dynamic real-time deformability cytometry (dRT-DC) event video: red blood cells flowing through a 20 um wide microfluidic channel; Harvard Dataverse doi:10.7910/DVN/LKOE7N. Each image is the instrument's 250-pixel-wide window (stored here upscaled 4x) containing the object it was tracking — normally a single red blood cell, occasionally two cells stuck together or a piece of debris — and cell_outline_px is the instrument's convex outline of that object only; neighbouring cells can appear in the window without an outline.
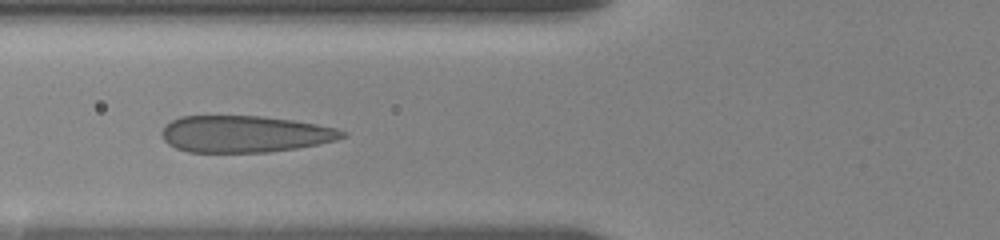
{"species": "human", "species_latin": "Homo sapiens", "temperature_condition": "room temperature", "stored_images_in_passage": 6, "camera_frame_rate_fps": 3000, "um_per_image_px": 0.085, "donor": {"sex": "female"}, "frame": {"image": 1, "passage_image": 4, "time_ms": 3.0, "image_size_px": [1000, 240], "cell_outline_px": [[348, 136], [336, 140], [296, 148], [268, 152], [188, 152], [176, 148], [168, 144], [164, 140], [160, 132], [164, 124], [180, 116], [260, 116], [292, 120], [316, 124], [336, 128], [348, 132]], "centroid_in_image_um": [20.78, 11.39], "position_along_channel_um": 105.0, "area_um2": 38.73}}
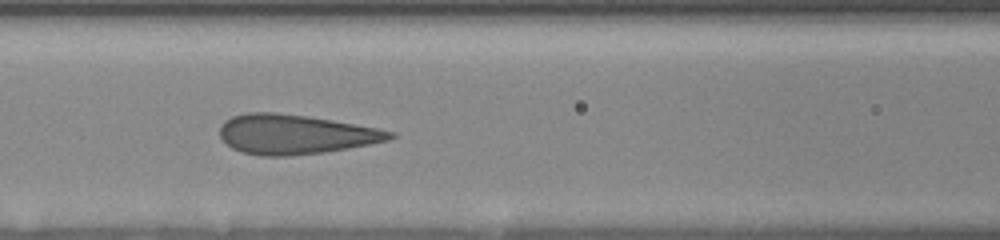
{"frame": {"image": 2, "passage_image": 5, "time_ms": 4.0, "image_size_px": [1000, 240], "cell_outline_px": [[396, 136], [388, 140], [348, 148], [324, 152], [288, 156], [260, 156], [244, 152], [232, 148], [220, 136], [220, 128], [224, 120], [232, 116], [248, 112], [276, 112], [308, 116], [380, 128], [396, 132]], "centroid_in_image_um": [25.1, 11.41], "position_along_channel_um": 141.5, "area_um2": 39.25}}
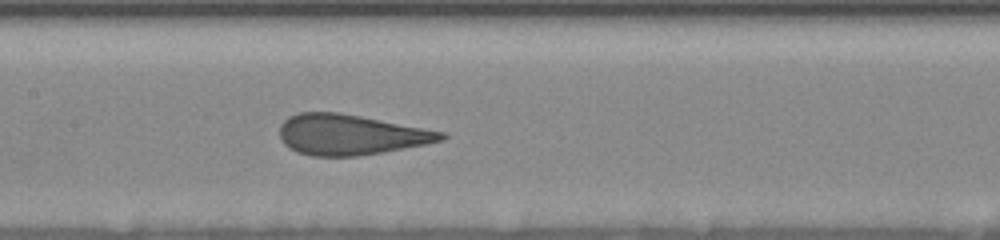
{"frame": {"image": 3, "passage_image": 6, "time_ms": 5.0, "image_size_px": [1000, 240], "cell_outline_px": [[448, 136], [444, 140], [424, 144], [360, 156], [312, 156], [296, 152], [288, 148], [280, 140], [280, 124], [288, 116], [300, 112], [340, 112], [448, 132]], "centroid_in_image_um": [29.78, 11.44], "position_along_channel_um": 177.6, "area_um2": 38.38}}